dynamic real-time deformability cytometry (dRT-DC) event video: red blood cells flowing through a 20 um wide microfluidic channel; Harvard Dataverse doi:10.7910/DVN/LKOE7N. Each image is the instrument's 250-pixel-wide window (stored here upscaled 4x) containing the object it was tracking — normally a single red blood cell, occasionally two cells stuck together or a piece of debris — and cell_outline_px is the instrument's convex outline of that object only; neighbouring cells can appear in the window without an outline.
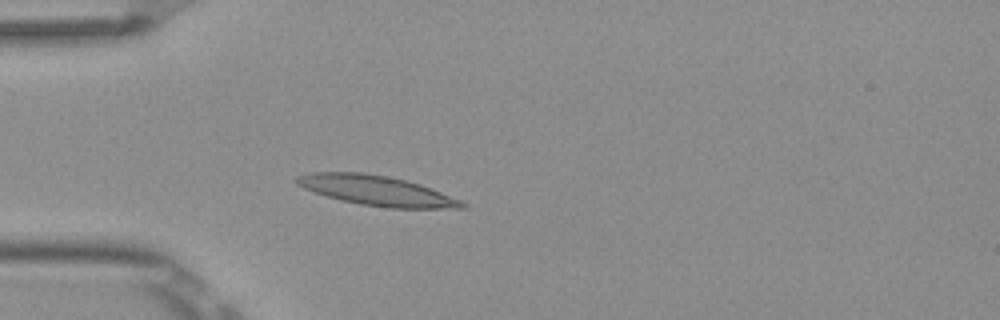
{"species": "Egyptian fruit bat (a non-hibernating species)", "species_latin": "Rousettus aegyptiacus", "temperature_condition": "room temperature", "stored_images_in_passage": 4, "camera_frame_rate_fps": 3000, "um_per_image_px": 0.085, "frame": {"image": 1, "passage_image": 4, "time_ms": 1.0, "image_size_px": [1000, 320], "cell_outline_px": [[468, 208], [388, 208], [360, 204], [340, 200], [304, 188], [296, 184], [292, 180], [296, 176], [312, 172], [364, 172], [404, 180], [420, 184], [460, 200], [468, 204]], "centroid_in_image_um": [31.98, 16.2], "position_along_channel_um": 53.0, "area_um2": 28.61}}